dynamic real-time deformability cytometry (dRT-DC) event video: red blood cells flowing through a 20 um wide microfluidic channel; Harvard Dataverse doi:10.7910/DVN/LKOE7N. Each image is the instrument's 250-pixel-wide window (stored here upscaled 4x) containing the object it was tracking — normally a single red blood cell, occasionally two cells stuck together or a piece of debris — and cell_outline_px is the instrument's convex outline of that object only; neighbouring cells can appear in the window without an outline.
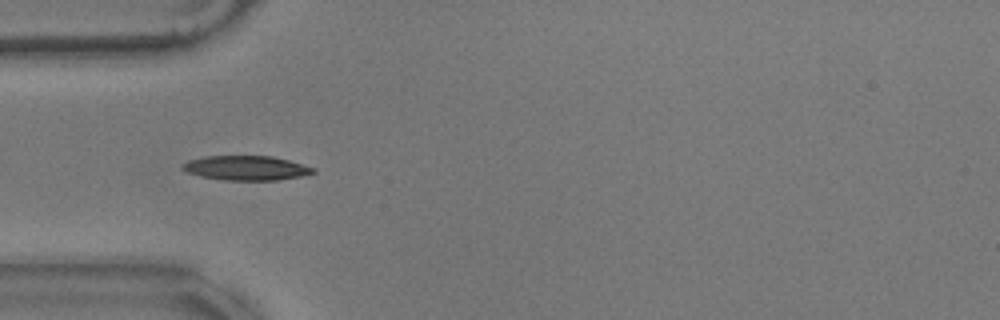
{"species": "common noctule bat (a hibernating species)", "species_latin": "Nyctalus noctula", "temperature_condition": "warm", "stored_images_in_passage": 41, "camera_frame_rate_fps": 3000, "um_per_image_px": 0.085, "animal": {"sex": "male", "body_mass_g": 17.9}, "frame": {"image": 1, "passage_image": 1, "time_ms": 0.0, "image_size_px": [1000, 320], "cell_outline_px": [[316, 172], [300, 176], [276, 180], [224, 180], [200, 176], [188, 172], [180, 168], [180, 164], [188, 160], [208, 156], [272, 156], [288, 160], [316, 168]], "centroid_in_image_um": [20.9, 14.27], "position_along_channel_um": 64.1, "area_um2": 18.61}}
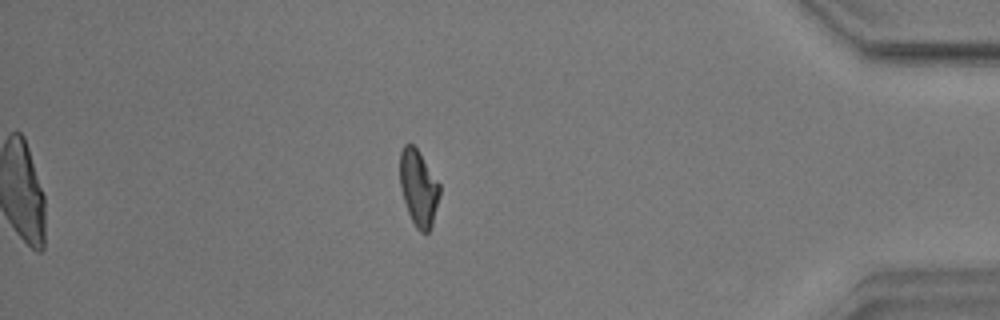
{"frame": {"image": 2, "passage_image": 33, "time_ms": 10.667, "image_size_px": [1000, 320], "cell_outline_px": [[440, 196], [432, 224], [428, 232], [420, 232], [416, 228], [408, 212], [400, 188], [400, 152], [404, 144], [412, 144], [416, 148], [440, 184]], "centroid_in_image_um": [35.57, 15.98], "position_along_channel_um": 399.6, "area_um2": 17.46}}
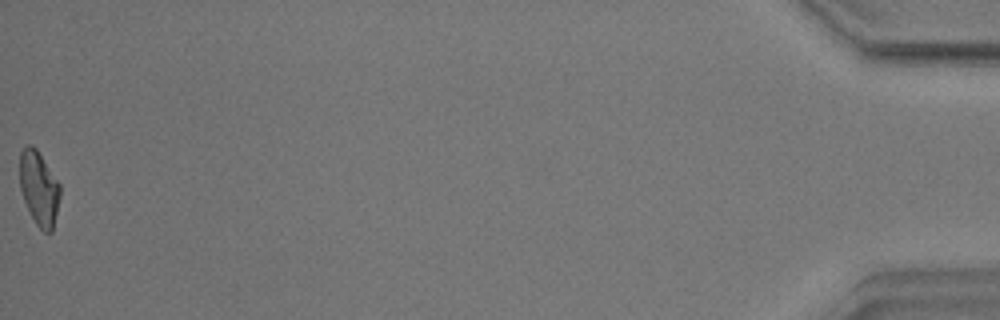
{"frame": {"image": 3, "passage_image": 41, "time_ms": 13.333, "image_size_px": [1000, 320], "cell_outline_px": [[60, 196], [52, 232], [44, 232], [36, 224], [24, 200], [20, 188], [20, 152], [28, 144], [32, 144], [36, 148], [60, 184]], "centroid_in_image_um": [3.32, 15.99], "position_along_channel_um": 431.9, "area_um2": 17.22}, "authors_computed_cell_mechanics": {"area_um2": 18.0336, "velocity_mm_per_s": 3.5284, "shape_relaxation_time_tau1_ms": 4.3967, "shape_relaxation_time_tau2_ms": 3.0287, "deformation_change_tau1": 0.1624, "deformation_change_tau2": 0.0943}}